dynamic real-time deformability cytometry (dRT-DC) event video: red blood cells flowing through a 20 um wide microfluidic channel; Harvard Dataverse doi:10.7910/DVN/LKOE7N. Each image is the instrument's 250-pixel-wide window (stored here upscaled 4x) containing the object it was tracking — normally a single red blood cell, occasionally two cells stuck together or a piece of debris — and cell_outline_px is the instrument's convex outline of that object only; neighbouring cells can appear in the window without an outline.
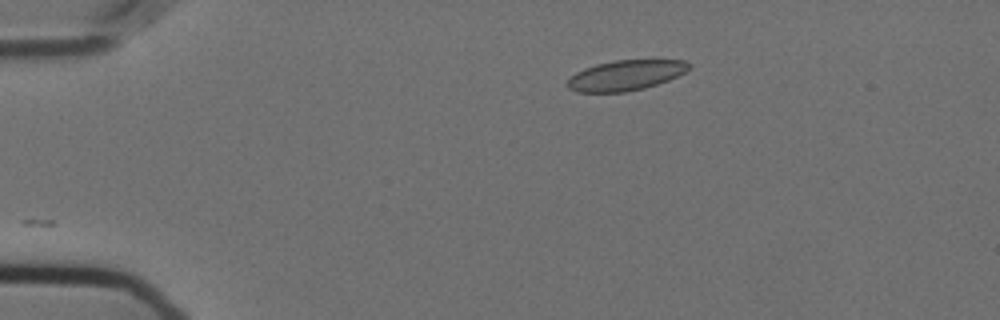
{"species": "Egyptian fruit bat (a non-hibernating species)", "species_latin": "Rousettus aegyptiacus", "temperature_condition": "cold", "stored_images_in_passage": 47, "camera_frame_rate_fps": 3000, "um_per_image_px": 0.085, "animal": {"sex": "female"}, "frame": {"image": 1, "passage_image": 1, "time_ms": 0.0, "image_size_px": [1000, 320], "cell_outline_px": [[692, 64], [684, 72], [668, 80], [644, 88], [624, 92], [576, 92], [568, 88], [564, 84], [576, 72], [584, 68], [596, 64], [612, 60], [684, 60]], "centroid_in_image_um": [53.13, 6.4], "position_along_channel_um": 31.9, "area_um2": 21.39}}
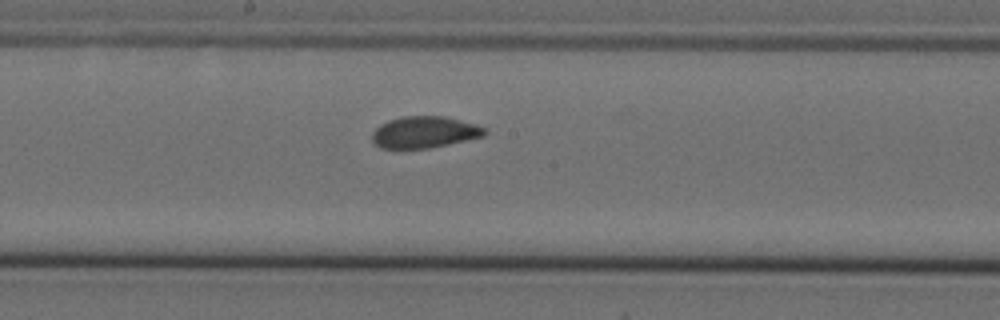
{"frame": {"image": 2, "passage_image": 21, "time_ms": 6.667, "image_size_px": [1000, 320], "cell_outline_px": [[488, 132], [484, 136], [448, 144], [428, 148], [380, 148], [372, 144], [372, 132], [380, 124], [388, 120], [404, 116], [444, 116], [476, 124], [484, 128]], "centroid_in_image_um": [36.05, 11.23], "position_along_channel_um": 212.2, "area_um2": 20.75}}
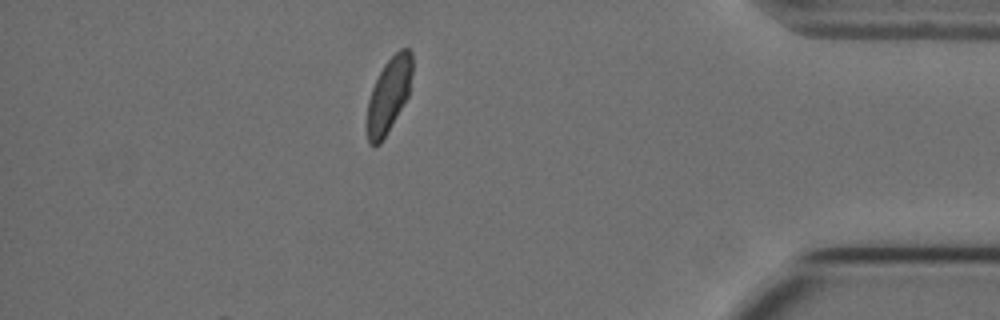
{"frame": {"image": 3, "passage_image": 40, "time_ms": 13.0, "image_size_px": [1000, 320], "cell_outline_px": [[412, 72], [408, 96], [380, 144], [372, 148], [368, 144], [368, 100], [372, 88], [384, 64], [400, 48], [408, 48], [412, 52]], "centroid_in_image_um": [33.05, 8.06], "position_along_channel_um": 402.1, "area_um2": 19.36}, "authors_computed_cell_mechanics": {"area_um2": 21.2704, "velocity_mm_per_s": 3.5714, "shape_relaxation_time_tau1_ms": null, "shape_relaxation_time_tau2_ms": 0.9168, "deformation_change_tau1": null, "deformation_change_tau2": 0.0418}}